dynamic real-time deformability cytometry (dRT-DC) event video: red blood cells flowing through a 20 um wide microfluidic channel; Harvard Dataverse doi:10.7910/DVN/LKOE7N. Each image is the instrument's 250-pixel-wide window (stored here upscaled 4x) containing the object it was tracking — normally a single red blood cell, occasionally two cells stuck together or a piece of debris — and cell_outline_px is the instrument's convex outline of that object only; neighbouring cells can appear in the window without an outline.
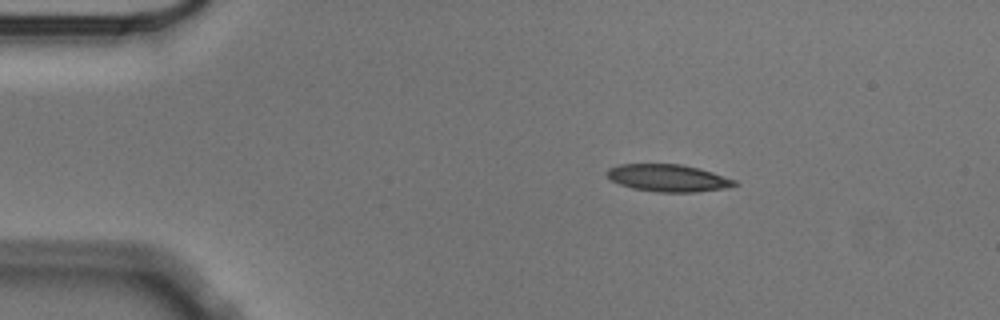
{"species": "Egyptian fruit bat (a non-hibernating species)", "species_latin": "Rousettus aegyptiacus", "temperature_condition": "cold", "stored_images_in_passage": 6, "camera_frame_rate_fps": 3000, "um_per_image_px": 0.085, "animal": {"sex": "male"}, "frame": {"image": 1, "passage_image": 1, "time_ms": 0.0, "image_size_px": [1000, 320], "cell_outline_px": [[740, 184], [724, 188], [696, 192], [656, 192], [632, 188], [620, 184], [612, 180], [604, 172], [608, 168], [620, 164], [680, 164], [700, 168], [736, 180]], "centroid_in_image_um": [56.79, 15.13], "position_along_channel_um": 28.2, "area_um2": 20.29}}